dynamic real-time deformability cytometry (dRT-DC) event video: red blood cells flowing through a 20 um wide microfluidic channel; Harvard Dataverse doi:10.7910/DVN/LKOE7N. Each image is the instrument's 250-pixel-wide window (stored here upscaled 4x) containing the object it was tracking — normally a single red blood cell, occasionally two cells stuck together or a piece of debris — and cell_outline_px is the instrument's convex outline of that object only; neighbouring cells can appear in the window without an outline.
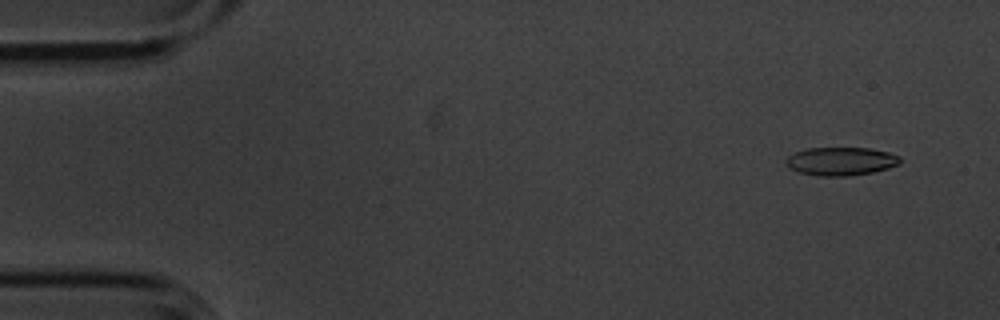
{"species": "common noctule bat (a hibernating species)", "species_latin": "Nyctalus noctula", "temperature_condition": "cold", "stored_images_in_passage": 5, "camera_frame_rate_fps": 3000, "um_per_image_px": 0.085, "animal": {"sex": "male", "body_mass_g": 20.1, "forearm_length_mm": 53.5}, "frame": {"image": 1, "passage_image": 2, "time_ms": 0.333, "image_size_px": [1000, 320], "cell_outline_px": [[900, 164], [888, 168], [872, 172], [848, 176], [820, 176], [800, 172], [792, 168], [784, 160], [788, 156], [796, 152], [808, 148], [868, 148], [888, 152], [900, 156]], "centroid_in_image_um": [71.51, 13.7], "position_along_channel_um": 13.5, "area_um2": 18.61}}
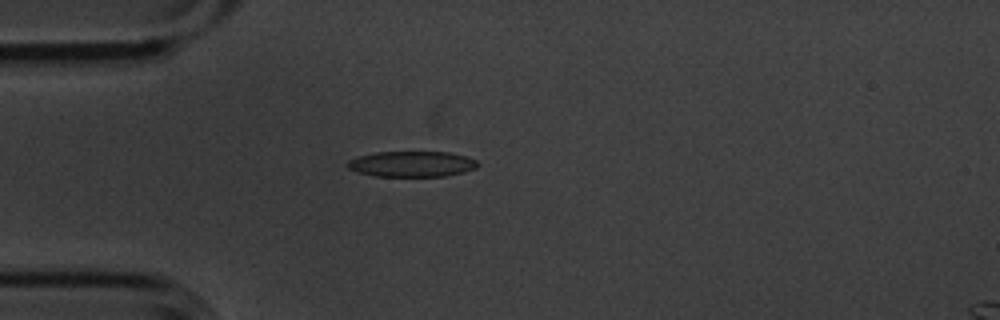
{"frame": {"image": 2, "passage_image": 5, "time_ms": 1.333, "image_size_px": [1000, 320], "cell_outline_px": [[480, 164], [476, 168], [464, 172], [444, 176], [372, 176], [356, 172], [348, 168], [344, 164], [348, 160], [360, 156], [376, 152], [448, 152], [464, 156], [476, 160]], "centroid_in_image_um": [34.97, 13.94], "position_along_channel_um": 50.0, "area_um2": 19.54}}